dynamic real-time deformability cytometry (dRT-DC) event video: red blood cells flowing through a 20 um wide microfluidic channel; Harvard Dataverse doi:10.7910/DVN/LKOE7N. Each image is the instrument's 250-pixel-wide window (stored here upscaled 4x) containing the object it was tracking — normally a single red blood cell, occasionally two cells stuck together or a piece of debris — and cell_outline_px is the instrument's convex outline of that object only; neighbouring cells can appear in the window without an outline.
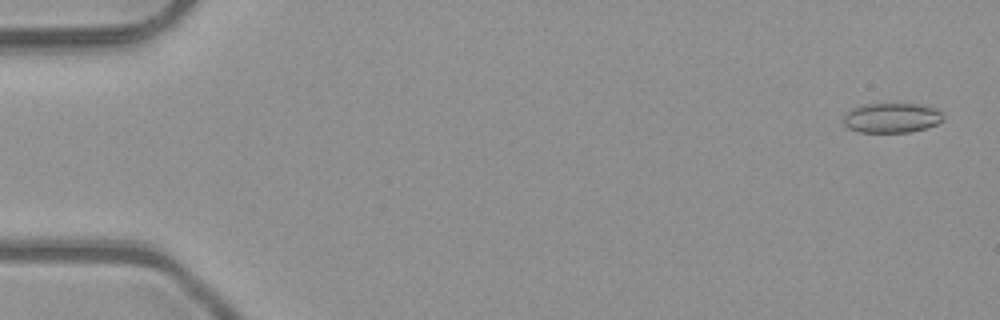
{"species": "common noctule bat (a hibernating species)", "species_latin": "Nyctalus noctula", "temperature_condition": "room temperature", "stored_images_in_passage": 5, "camera_frame_rate_fps": 3000, "um_per_image_px": 0.085, "animal": {"sex": "male", "body_mass_g": 23.1, "forearm_length_mm": 52.7}, "frame": {"image": 1, "passage_image": 1, "time_ms": 0.0, "image_size_px": [1000, 320], "cell_outline_px": [[944, 120], [928, 128], [908, 132], [860, 132], [848, 128], [844, 124], [844, 116], [852, 108], [864, 104], [920, 104], [936, 108], [944, 116]], "centroid_in_image_um": [75.82, 10.02], "position_along_channel_um": 9.2, "area_um2": 17.34}}
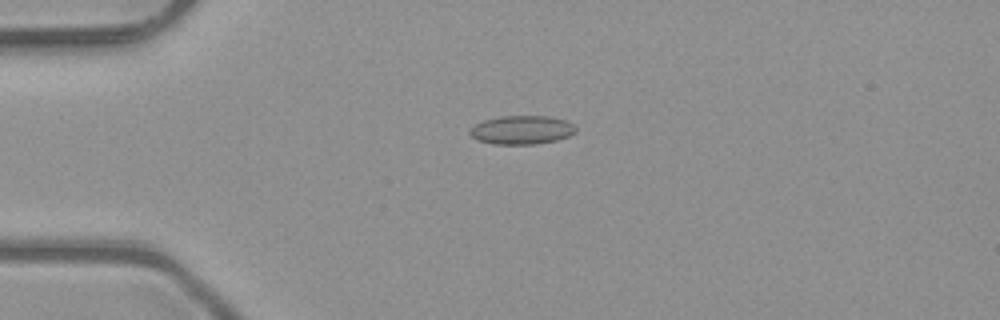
{"frame": {"image": 2, "passage_image": 4, "time_ms": 1.0, "image_size_px": [1000, 320], "cell_outline_px": [[576, 132], [568, 136], [556, 140], [536, 144], [492, 144], [480, 140], [472, 136], [468, 132], [476, 124], [484, 120], [504, 116], [548, 116], [564, 120], [572, 124], [576, 128]], "centroid_in_image_um": [44.36, 11.05], "position_along_channel_um": 40.6, "area_um2": 17.46}}